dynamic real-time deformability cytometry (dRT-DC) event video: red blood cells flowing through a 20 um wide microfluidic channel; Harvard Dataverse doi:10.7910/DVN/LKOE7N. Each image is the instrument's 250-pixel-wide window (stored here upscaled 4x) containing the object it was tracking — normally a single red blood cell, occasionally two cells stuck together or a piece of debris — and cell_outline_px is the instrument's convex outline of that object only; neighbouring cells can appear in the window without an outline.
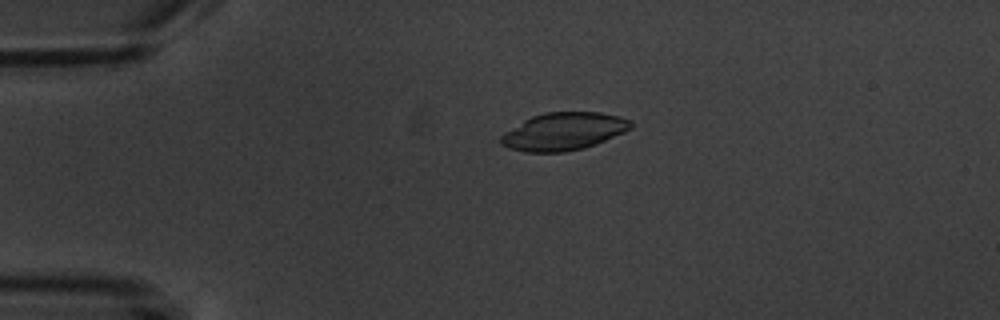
{"species": "common noctule bat (a hibernating species)", "species_latin": "Nyctalus noctula", "temperature_condition": "warm", "stored_images_in_passage": 5, "camera_frame_rate_fps": 3000, "um_per_image_px": 0.085, "animal": {"sex": "male", "body_mass_g": 20.1, "forearm_length_mm": 53.5}, "frame": {"image": 1, "passage_image": 4, "time_ms": 3.333, "image_size_px": [1000, 320], "cell_outline_px": [[632, 128], [624, 132], [596, 144], [584, 148], [564, 152], [524, 152], [508, 148], [500, 144], [500, 136], [504, 132], [524, 120], [532, 116], [544, 112], [600, 112], [620, 116], [632, 120]], "centroid_in_image_um": [47.9, 11.17], "position_along_channel_um": 37.1, "area_um2": 28.67}}